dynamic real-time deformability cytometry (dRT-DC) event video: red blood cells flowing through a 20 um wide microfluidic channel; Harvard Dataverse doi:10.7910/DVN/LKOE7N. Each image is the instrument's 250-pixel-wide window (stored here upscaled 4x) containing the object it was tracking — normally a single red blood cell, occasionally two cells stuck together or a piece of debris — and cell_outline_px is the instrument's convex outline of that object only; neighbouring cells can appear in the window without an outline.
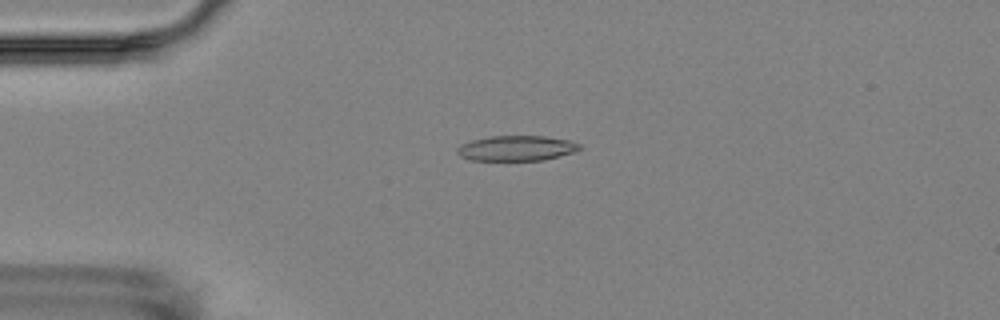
{"species": "Egyptian fruit bat (a non-hibernating species)", "species_latin": "Rousettus aegyptiacus", "temperature_condition": "room temperature", "stored_images_in_passage": 6, "camera_frame_rate_fps": 3000, "um_per_image_px": 0.085, "animal": {"sex": "female"}, "frame": {"image": 1, "passage_image": 6, "time_ms": 5.667, "image_size_px": [1000, 320], "cell_outline_px": [[580, 148], [576, 152], [544, 160], [472, 160], [460, 156], [456, 152], [456, 148], [460, 144], [472, 140], [492, 136], [544, 136], [568, 140], [580, 144]], "centroid_in_image_um": [43.89, 12.6], "position_along_channel_um": 41.1, "area_um2": 17.98}}